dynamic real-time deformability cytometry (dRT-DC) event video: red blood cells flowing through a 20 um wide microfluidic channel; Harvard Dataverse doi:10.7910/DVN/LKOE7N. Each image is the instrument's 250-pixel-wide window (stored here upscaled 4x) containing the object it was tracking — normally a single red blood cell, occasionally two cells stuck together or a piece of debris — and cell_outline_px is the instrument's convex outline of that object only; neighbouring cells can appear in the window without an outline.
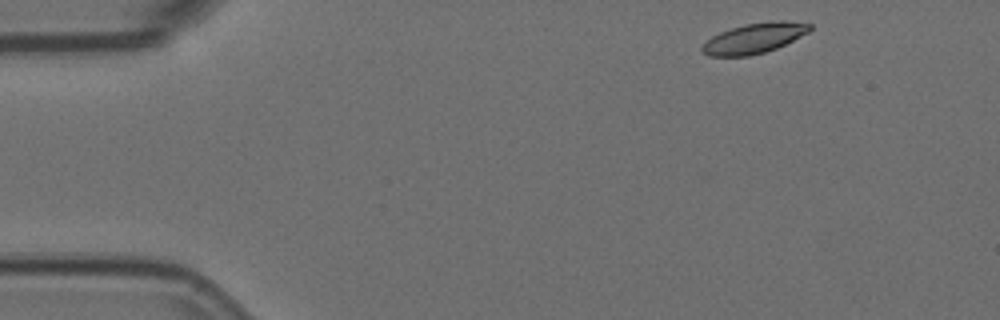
{"species": "Egyptian fruit bat (a non-hibernating species)", "species_latin": "Rousettus aegyptiacus", "temperature_condition": "room temperature", "stored_images_in_passage": 8, "camera_frame_rate_fps": 3000, "um_per_image_px": 0.085, "animal": {"sex": "female"}, "frame": {"image": 1, "passage_image": 1, "time_ms": 0.0, "image_size_px": [1000, 320], "cell_outline_px": [[812, 28], [808, 32], [776, 48], [764, 52], [748, 56], [708, 56], [700, 52], [700, 48], [712, 36], [720, 32], [744, 24], [772, 20], [784, 20], [812, 24]], "centroid_in_image_um": [64.09, 3.24], "position_along_channel_um": 20.9, "area_um2": 18.9}}
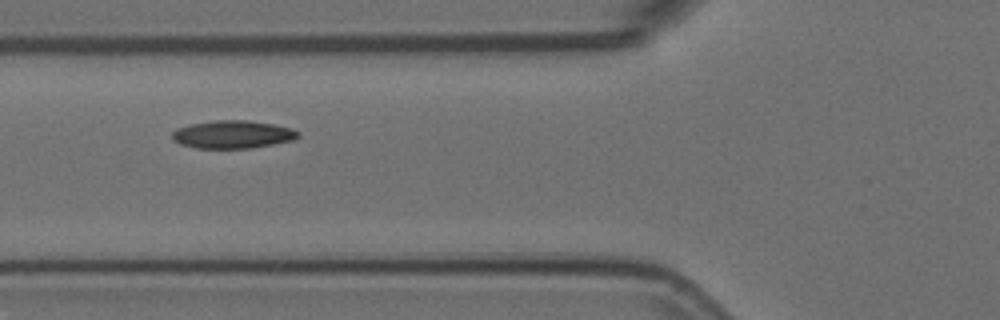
{"frame": {"image": 2, "passage_image": 5, "time_ms": 1.333, "image_size_px": [1000, 320], "cell_outline_px": [[300, 136], [292, 140], [252, 148], [196, 148], [180, 144], [172, 140], [172, 132], [176, 128], [192, 124], [216, 120], [248, 120], [272, 124], [292, 128], [300, 132]], "centroid_in_image_um": [19.77, 11.43], "position_along_channel_um": 106.0, "area_um2": 20.46}}
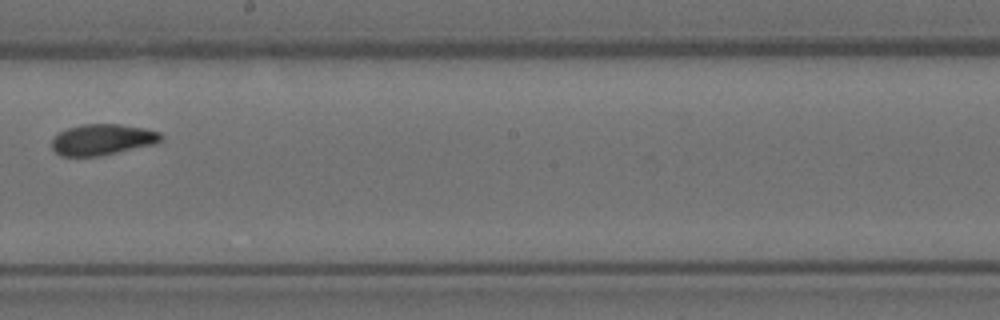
{"frame": {"image": 3, "passage_image": 8, "time_ms": 2.333, "image_size_px": [1000, 320], "cell_outline_px": [[164, 140], [156, 144], [100, 156], [60, 156], [52, 148], [52, 140], [60, 132], [68, 128], [84, 124], [120, 124], [144, 128], [160, 132], [164, 136]], "centroid_in_image_um": [8.76, 11.87], "position_along_channel_um": 239.4, "area_um2": 19.83}}